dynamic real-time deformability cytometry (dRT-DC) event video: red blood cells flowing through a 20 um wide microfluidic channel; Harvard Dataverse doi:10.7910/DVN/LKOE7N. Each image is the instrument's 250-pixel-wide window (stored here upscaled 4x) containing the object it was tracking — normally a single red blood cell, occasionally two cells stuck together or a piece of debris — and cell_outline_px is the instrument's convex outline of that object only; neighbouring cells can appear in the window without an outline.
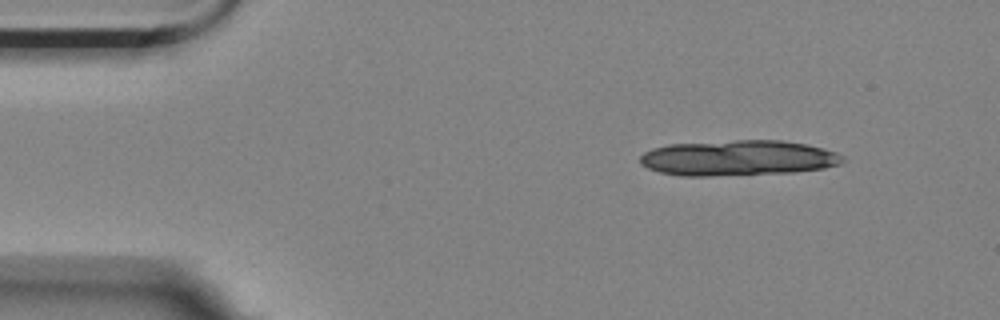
{"species": "Egyptian fruit bat (a non-hibernating species)", "species_latin": "Rousettus aegyptiacus", "temperature_condition": "room temperature", "stored_images_in_passage": 4, "camera_frame_rate_fps": 3000, "um_per_image_px": 0.085, "animal": {"sex": "female"}, "frame": {"image": 1, "passage_image": 1, "time_ms": 0.0, "image_size_px": [1000, 320], "cell_outline_px": [[824, 164], [808, 168], [748, 172], [676, 172], [800, 148], [812, 148]], "centroid_in_image_um": [65.25, 13.82], "position_along_channel_um": 19.8, "area_um2": 12.66}}